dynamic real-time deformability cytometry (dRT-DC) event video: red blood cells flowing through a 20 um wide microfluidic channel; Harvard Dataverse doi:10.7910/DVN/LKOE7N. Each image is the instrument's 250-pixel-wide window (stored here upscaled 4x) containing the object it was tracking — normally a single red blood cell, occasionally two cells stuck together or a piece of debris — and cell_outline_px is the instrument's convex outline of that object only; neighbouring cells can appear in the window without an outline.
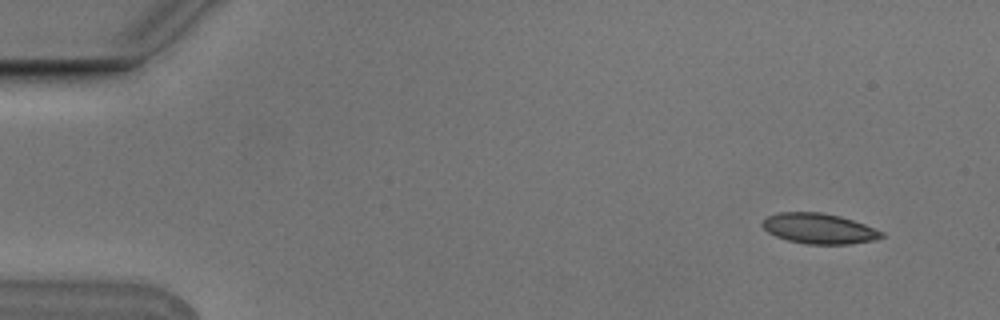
{"species": "Egyptian fruit bat (a non-hibernating species)", "species_latin": "Rousettus aegyptiacus", "temperature_condition": "cold", "stored_images_in_passage": 4, "camera_frame_rate_fps": 3000, "um_per_image_px": 0.085, "animal": {"sex": "male"}, "frame": {"image": 1, "passage_image": 1, "time_ms": 0.0, "image_size_px": [1000, 320], "cell_outline_px": [[884, 236], [872, 240], [848, 244], [808, 244], [788, 240], [776, 236], [768, 232], [760, 224], [768, 216], [776, 212], [820, 212], [840, 216], [864, 224], [884, 232]], "centroid_in_image_um": [69.59, 19.42], "position_along_channel_um": 15.4, "area_um2": 20.92}}